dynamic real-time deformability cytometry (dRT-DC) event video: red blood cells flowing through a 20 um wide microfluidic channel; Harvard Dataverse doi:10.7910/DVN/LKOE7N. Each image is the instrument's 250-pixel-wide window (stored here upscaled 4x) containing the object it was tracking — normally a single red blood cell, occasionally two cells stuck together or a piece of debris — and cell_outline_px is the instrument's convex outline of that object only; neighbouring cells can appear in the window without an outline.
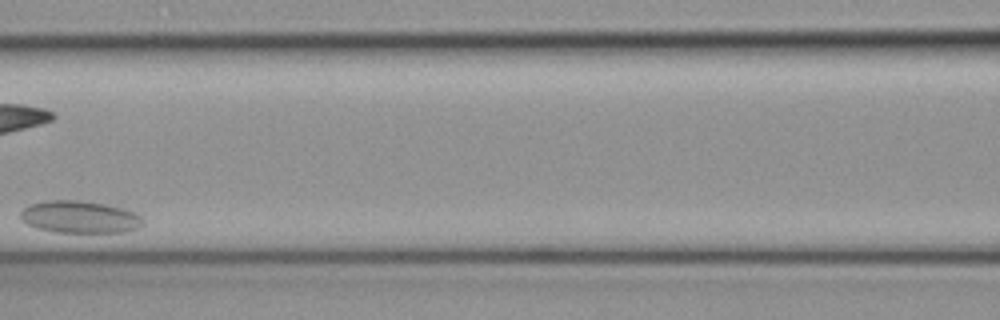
{"species": "common noctule bat (a hibernating species)", "species_latin": "Nyctalus noctula", "temperature_condition": "cold", "stored_images_in_passage": 10, "camera_frame_rate_fps": 3000, "um_per_image_px": 0.085, "animal": {"sex": "female", "body_mass_g": 19.3, "forearm_length_mm": 54.1}, "frame": {"image": 1, "passage_image": 5, "time_ms": 1.333, "image_size_px": [1000, 320], "cell_outline_px": [[144, 224], [140, 228], [124, 232], [56, 232], [36, 228], [28, 224], [20, 216], [20, 212], [28, 204], [44, 200], [80, 200], [108, 204], [124, 208], [136, 212], [144, 220]], "centroid_in_image_um": [6.82, 18.43], "position_along_channel_um": 159.8, "area_um2": 23.35}}
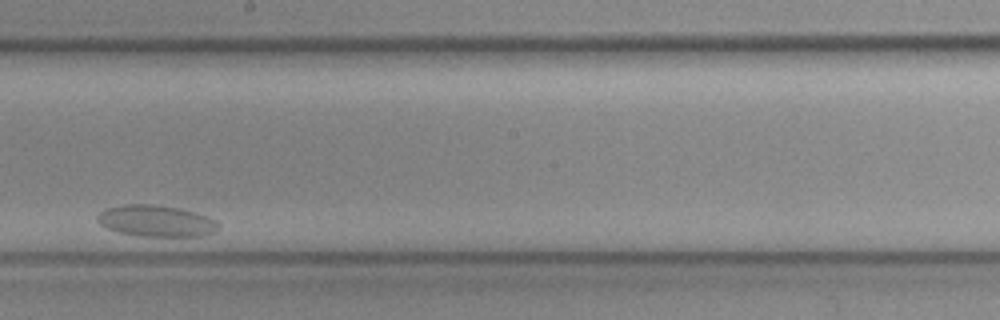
{"frame": {"image": 2, "passage_image": 7, "time_ms": 2.0, "image_size_px": [1000, 320], "cell_outline_px": [[220, 228], [216, 232], [204, 236], [136, 236], [120, 232], [108, 228], [100, 224], [96, 220], [96, 216], [104, 208], [120, 204], [156, 204], [180, 208], [216, 220], [220, 224]], "centroid_in_image_um": [13.26, 18.77], "position_along_channel_um": 234.9, "area_um2": 22.43}}
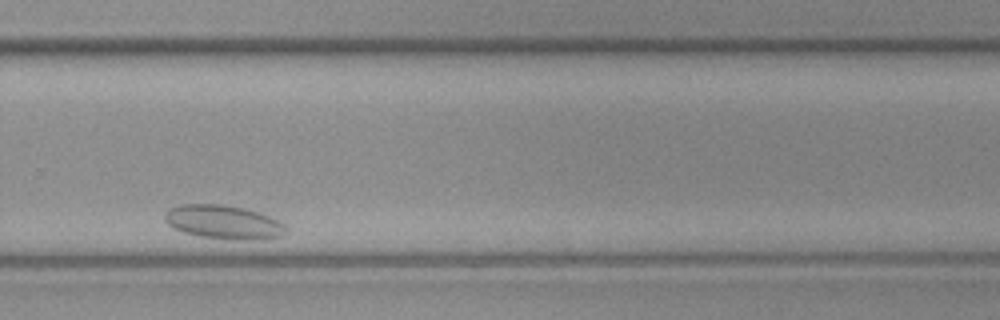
{"frame": {"image": 3, "passage_image": 9, "time_ms": 2.667, "image_size_px": [1000, 320], "cell_outline_px": [[288, 232], [284, 236], [252, 240], [200, 236], [184, 232], [172, 228], [164, 220], [164, 212], [168, 208], [180, 204], [220, 204], [244, 208], [280, 220], [288, 228]], "centroid_in_image_um": [19.0, 18.87], "position_along_channel_um": 310.8, "area_um2": 23.93}}